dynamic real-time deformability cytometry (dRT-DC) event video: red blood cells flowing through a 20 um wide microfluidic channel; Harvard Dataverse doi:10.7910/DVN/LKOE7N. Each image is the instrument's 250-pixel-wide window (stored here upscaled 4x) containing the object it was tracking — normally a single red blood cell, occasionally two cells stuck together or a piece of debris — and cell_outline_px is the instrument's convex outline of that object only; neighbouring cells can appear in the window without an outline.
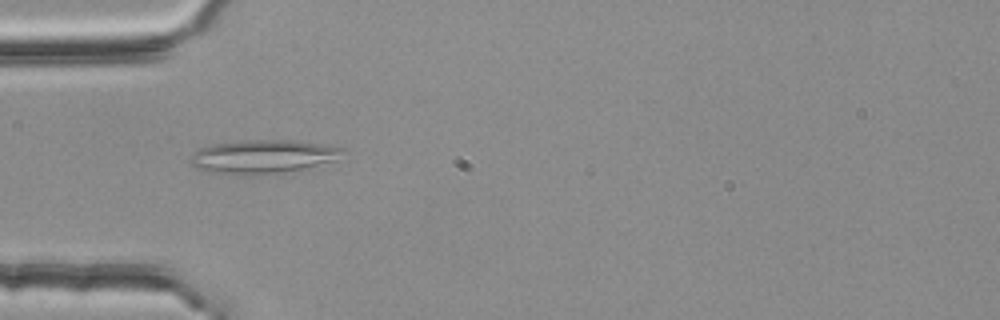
{"species": "common noctule bat (a hibernating species)", "species_latin": "Nyctalus noctula", "temperature_condition": "room temperature", "stored_images_in_passage": 2, "camera_frame_rate_fps": 3000, "um_per_image_px": 0.085, "animal": {"sex": "female", "body_mass_g": 25.1}, "frame": {"image": 1, "passage_image": 1, "time_ms": 0.0, "image_size_px": [1000, 320], "cell_outline_px": [[344, 148], [332, 160], [304, 168], [276, 172], [208, 172], [196, 168], [192, 164], [188, 156], [200, 148], [212, 144], [252, 140], [288, 140], [320, 144]], "centroid_in_image_um": [22.24, 13.27], "position_along_channel_um": 62.8, "area_um2": 28.15}}
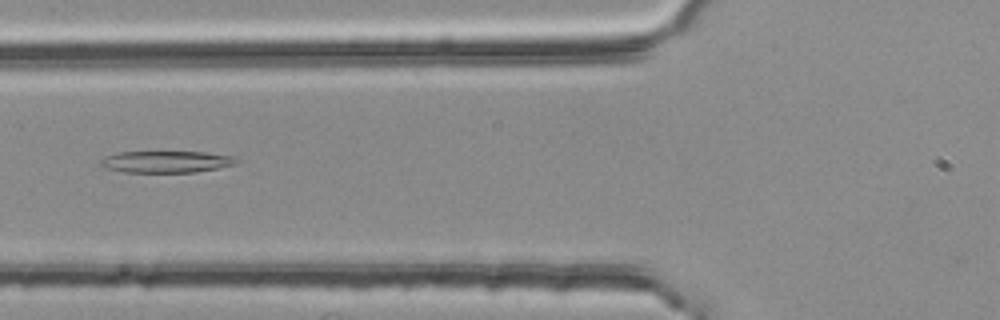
{"frame": {"image": 2, "passage_image": 2, "time_ms": 0.333, "image_size_px": [1000, 320], "cell_outline_px": [[240, 160], [232, 164], [220, 168], [196, 172], [124, 172], [104, 168], [100, 164], [100, 160], [104, 156], [116, 152], [204, 152], [232, 156]], "centroid_in_image_um": [14.08, 13.75], "position_along_channel_um": 111.7, "area_um2": 17.22}}